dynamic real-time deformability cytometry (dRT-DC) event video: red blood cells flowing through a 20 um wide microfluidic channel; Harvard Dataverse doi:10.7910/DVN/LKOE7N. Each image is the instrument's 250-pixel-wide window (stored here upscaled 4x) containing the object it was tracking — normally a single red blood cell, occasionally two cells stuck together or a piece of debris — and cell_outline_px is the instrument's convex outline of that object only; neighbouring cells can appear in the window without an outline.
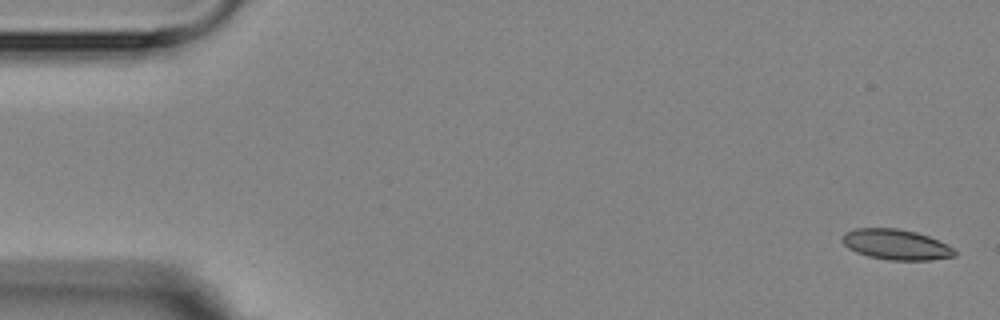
{"species": "Egyptian fruit bat (a non-hibernating species)", "species_latin": "Rousettus aegyptiacus", "temperature_condition": "room temperature", "stored_images_in_passage": 4, "camera_frame_rate_fps": 3000, "um_per_image_px": 0.085, "animal": {"sex": "female"}, "frame": {"image": 1, "passage_image": 1, "time_ms": 0.0, "image_size_px": [1000, 320], "cell_outline_px": [[956, 256], [932, 260], [888, 260], [868, 256], [856, 252], [848, 248], [840, 240], [844, 232], [856, 228], [896, 228], [916, 232], [928, 236], [948, 244], [956, 252]], "centroid_in_image_um": [76.15, 20.78], "position_along_channel_um": 8.9, "area_um2": 20.06}}
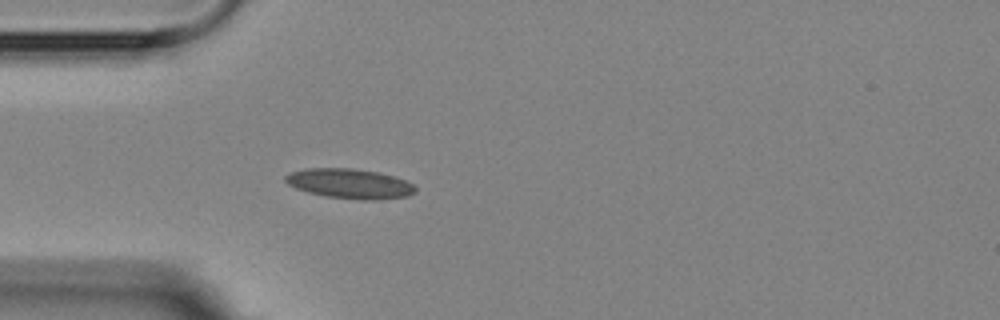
{"frame": {"image": 2, "passage_image": 4, "time_ms": 4.667, "image_size_px": [1000, 320], "cell_outline_px": [[416, 192], [408, 196], [372, 200], [364, 200], [328, 196], [308, 192], [296, 188], [288, 184], [284, 180], [284, 176], [292, 172], [304, 168], [348, 168], [380, 172], [404, 180], [412, 184], [416, 188]], "centroid_in_image_um": [29.72, 15.6], "position_along_channel_um": 55.3, "area_um2": 22.37}}